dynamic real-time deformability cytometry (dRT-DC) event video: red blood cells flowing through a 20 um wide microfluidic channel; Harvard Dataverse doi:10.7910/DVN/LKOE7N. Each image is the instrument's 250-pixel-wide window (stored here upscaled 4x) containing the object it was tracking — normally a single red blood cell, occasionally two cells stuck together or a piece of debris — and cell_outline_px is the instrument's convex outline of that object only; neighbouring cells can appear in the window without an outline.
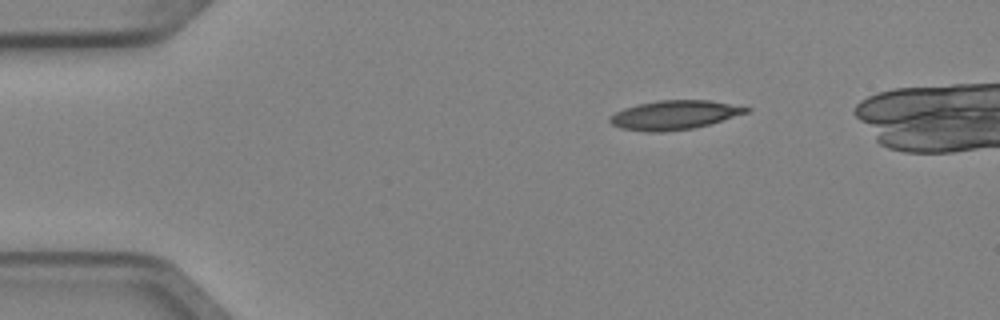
{"species": "Egyptian fruit bat (a non-hibernating species)", "species_latin": "Rousettus aegyptiacus", "temperature_condition": "cold", "stored_images_in_passage": 5, "camera_frame_rate_fps": 3000, "um_per_image_px": 0.085, "animal": {"sex": "female"}, "frame": {"image": 1, "passage_image": 1, "time_ms": 0.0, "image_size_px": [1000, 320], "cell_outline_px": [[752, 108], [748, 112], [708, 124], [692, 128], [660, 132], [644, 132], [620, 128], [612, 124], [608, 120], [608, 116], [624, 108], [656, 100], [708, 100]], "centroid_in_image_um": [57.26, 9.77], "position_along_channel_um": 27.7, "area_um2": 22.89}}
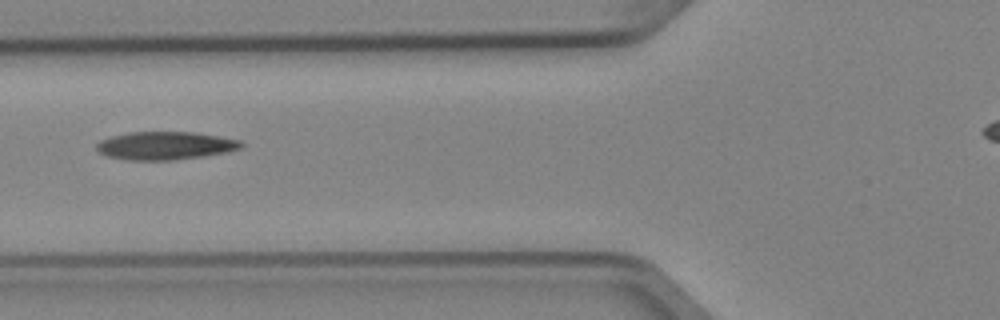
{"frame": {"image": 2, "passage_image": 4, "time_ms": 1.0, "image_size_px": [1000, 320], "cell_outline_px": [[244, 148], [204, 156], [172, 160], [128, 160], [108, 156], [100, 152], [96, 148], [96, 144], [100, 140], [112, 136], [128, 132], [196, 132], [220, 136], [240, 140], [244, 144]], "centroid_in_image_um": [14.07, 12.37], "position_along_channel_um": 111.7, "area_um2": 23.7}}
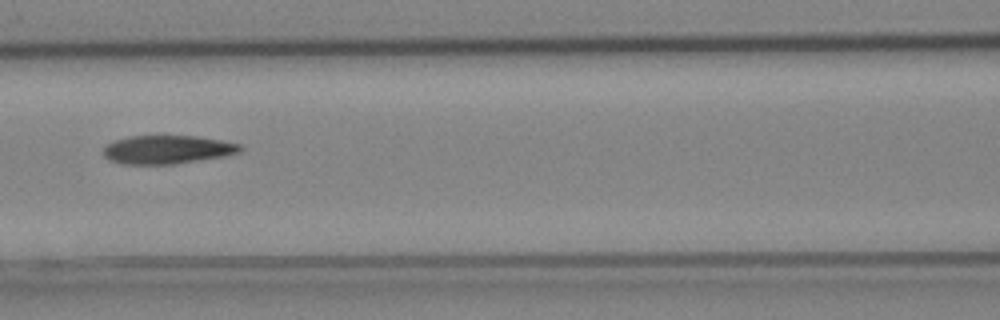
{"frame": {"image": 3, "passage_image": 5, "time_ms": 1.333, "image_size_px": [1000, 320], "cell_outline_px": [[244, 148], [240, 152], [224, 156], [176, 164], [120, 164], [108, 160], [104, 156], [104, 148], [112, 140], [128, 136], [160, 132], [196, 136], [220, 140], [240, 144]], "centroid_in_image_um": [14.18, 12.66], "position_along_channel_um": 152.4, "area_um2": 23.81}}